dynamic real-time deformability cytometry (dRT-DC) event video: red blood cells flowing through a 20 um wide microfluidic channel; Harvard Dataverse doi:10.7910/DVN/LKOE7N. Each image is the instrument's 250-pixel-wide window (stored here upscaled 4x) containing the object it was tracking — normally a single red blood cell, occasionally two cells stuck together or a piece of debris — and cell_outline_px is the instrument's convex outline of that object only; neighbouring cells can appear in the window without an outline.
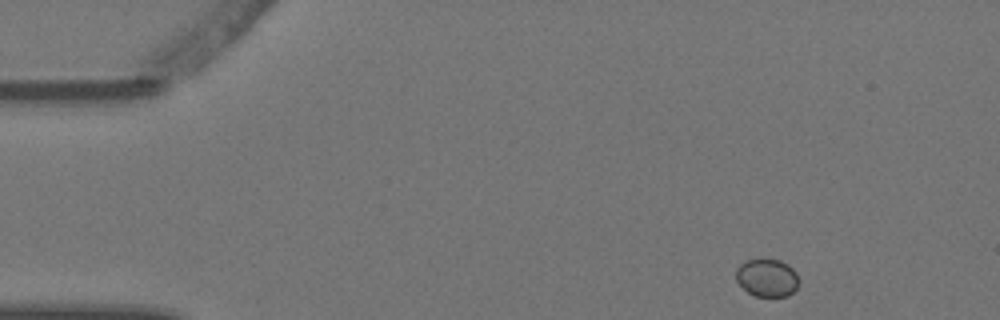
{"species": "Egyptian fruit bat (a non-hibernating species)", "species_latin": "Rousettus aegyptiacus", "temperature_condition": "warm", "stored_images_in_passage": 4, "camera_frame_rate_fps": 3000, "um_per_image_px": 0.085, "animal": {"sex": "female"}, "frame": {"image": 1, "passage_image": 1, "time_ms": 0.0, "image_size_px": [1000, 320], "cell_outline_px": [[796, 288], [788, 296], [756, 296], [748, 292], [736, 280], [736, 268], [740, 264], [748, 260], [780, 260], [788, 264], [796, 272]], "centroid_in_image_um": [65.17, 23.61], "position_along_channel_um": 19.8, "area_um2": 13.53}}
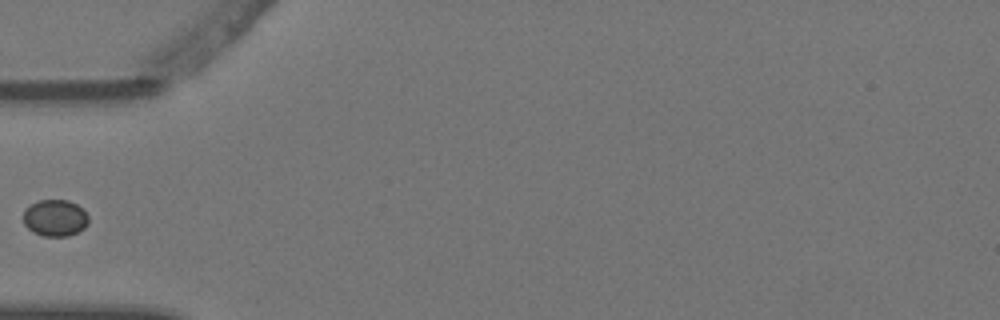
{"frame": {"image": 2, "passage_image": 4, "time_ms": 1.0, "image_size_px": [1000, 320], "cell_outline_px": [[88, 224], [84, 228], [68, 236], [44, 236], [32, 232], [24, 224], [24, 208], [40, 200], [68, 200], [76, 204], [88, 216]], "centroid_in_image_um": [4.66, 18.53], "position_along_channel_um": 80.3, "area_um2": 13.81}}